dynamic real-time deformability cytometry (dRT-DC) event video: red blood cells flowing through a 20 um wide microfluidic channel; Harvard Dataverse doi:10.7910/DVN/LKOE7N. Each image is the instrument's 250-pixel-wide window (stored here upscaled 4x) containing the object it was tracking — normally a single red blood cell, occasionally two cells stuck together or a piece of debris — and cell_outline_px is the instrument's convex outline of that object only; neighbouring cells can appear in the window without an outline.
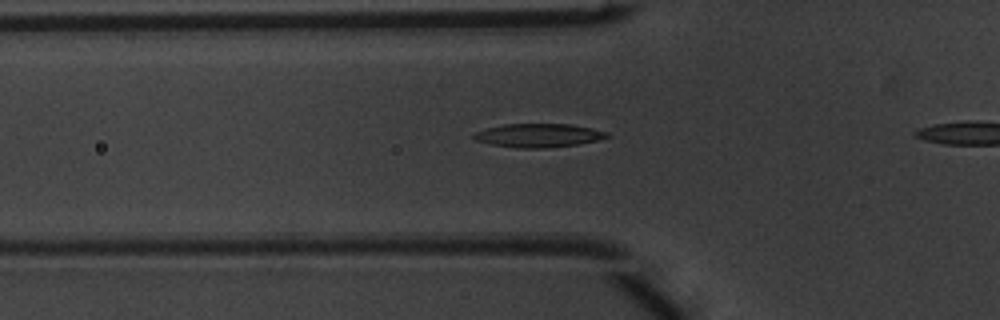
{"species": "common noctule bat (a hibernating species)", "species_latin": "Nyctalus noctula", "temperature_condition": "warm", "stored_images_in_passage": 15, "camera_frame_rate_fps": 3000, "um_per_image_px": 0.085, "animal": {"sex": "male", "body_mass_g": 20.1, "forearm_length_mm": 53.5}, "frame": {"image": 1, "passage_image": 13, "time_ms": 4.0, "image_size_px": [1000, 320], "cell_outline_px": [[608, 136], [600, 140], [580, 144], [548, 148], [516, 148], [492, 144], [476, 140], [472, 136], [476, 132], [488, 128], [504, 124], [568, 124], [592, 128], [608, 132]], "centroid_in_image_um": [45.81, 11.52], "position_along_channel_um": 80.0, "area_um2": 18.26}}